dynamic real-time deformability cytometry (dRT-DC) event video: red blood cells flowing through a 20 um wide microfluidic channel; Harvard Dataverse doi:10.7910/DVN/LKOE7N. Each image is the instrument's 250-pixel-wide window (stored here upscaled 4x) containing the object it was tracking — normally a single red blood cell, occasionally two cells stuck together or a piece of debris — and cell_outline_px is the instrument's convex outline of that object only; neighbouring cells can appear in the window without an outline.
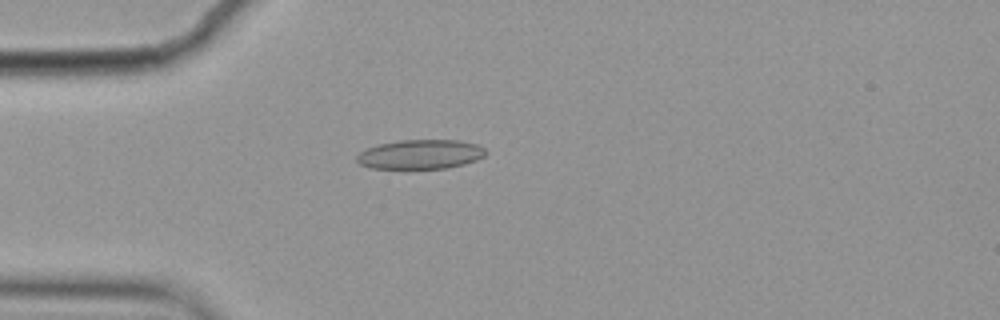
{"species": "common noctule bat (a hibernating species)", "species_latin": "Nyctalus noctula", "temperature_condition": "cold", "stored_images_in_passage": 5, "camera_frame_rate_fps": 3000, "um_per_image_px": 0.085, "animal": {"sex": "female", "body_mass_g": 19.9}, "frame": {"image": 1, "passage_image": 4, "time_ms": 1.0, "image_size_px": [1000, 320], "cell_outline_px": [[488, 152], [484, 156], [476, 160], [464, 164], [448, 168], [372, 168], [360, 164], [356, 160], [356, 156], [360, 152], [368, 148], [380, 144], [400, 140], [460, 140], [476, 144], [484, 148]], "centroid_in_image_um": [35.77, 13.11], "position_along_channel_um": 49.2, "area_um2": 21.96}}